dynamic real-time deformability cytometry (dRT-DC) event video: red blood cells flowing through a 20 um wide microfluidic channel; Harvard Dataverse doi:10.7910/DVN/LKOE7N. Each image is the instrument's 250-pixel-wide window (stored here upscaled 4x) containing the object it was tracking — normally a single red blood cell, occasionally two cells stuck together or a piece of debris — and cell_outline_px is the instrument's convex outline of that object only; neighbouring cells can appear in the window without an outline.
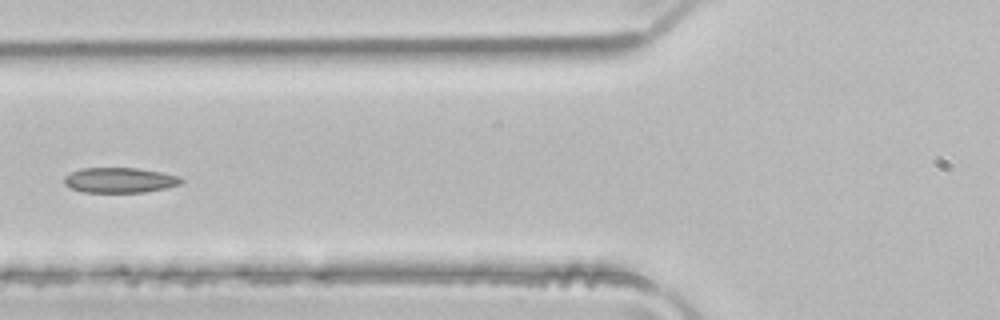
{"species": "common noctule bat (a hibernating species)", "species_latin": "Nyctalus noctula", "temperature_condition": "room temperature", "stored_images_in_passage": 2, "camera_frame_rate_fps": 3000, "um_per_image_px": 0.085, "animal": {"sex": "male", "body_mass_g": 21.5, "forearm_length_mm": 52.0}, "frame": {"image": 1, "passage_image": 2, "time_ms": 0.333, "image_size_px": [1000, 320], "cell_outline_px": [[184, 180], [180, 184], [164, 188], [144, 192], [84, 192], [72, 188], [64, 184], [64, 176], [80, 168], [136, 168], [160, 172], [180, 176]], "centroid_in_image_um": [10.17, 15.31], "position_along_channel_um": 115.6, "area_um2": 17.05}}